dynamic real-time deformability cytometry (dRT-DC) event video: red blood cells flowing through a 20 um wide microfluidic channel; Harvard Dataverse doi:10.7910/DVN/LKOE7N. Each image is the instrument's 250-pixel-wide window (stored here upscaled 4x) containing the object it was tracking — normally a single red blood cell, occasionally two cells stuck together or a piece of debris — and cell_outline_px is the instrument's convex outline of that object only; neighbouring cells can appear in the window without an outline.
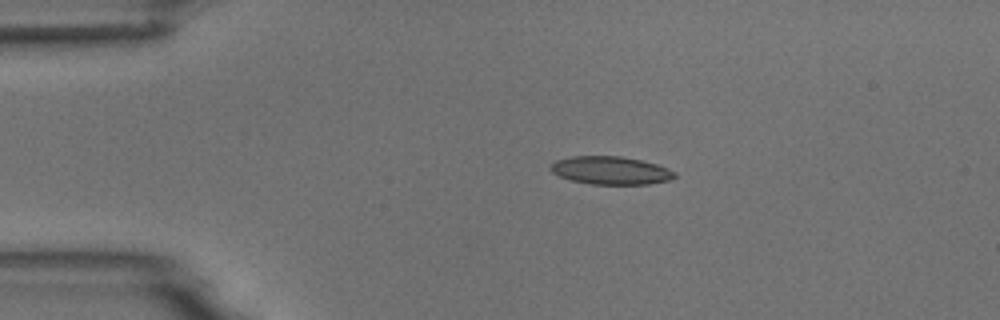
{"species": "common noctule bat (a hibernating species)", "species_latin": "Nyctalus noctula", "temperature_condition": "room temperature", "stored_images_in_passage": 4, "camera_frame_rate_fps": 3000, "um_per_image_px": 0.085, "animal": {"sex": "male", "body_mass_g": 18.8}, "frame": {"image": 1, "passage_image": 3, "time_ms": 2.333, "image_size_px": [1000, 320], "cell_outline_px": [[676, 176], [672, 180], [648, 184], [592, 184], [572, 180], [560, 176], [552, 172], [548, 168], [548, 164], [556, 160], [572, 156], [620, 156], [640, 160], [656, 164], [676, 172]], "centroid_in_image_um": [51.89, 14.48], "position_along_channel_um": 33.1, "area_um2": 20.29}}